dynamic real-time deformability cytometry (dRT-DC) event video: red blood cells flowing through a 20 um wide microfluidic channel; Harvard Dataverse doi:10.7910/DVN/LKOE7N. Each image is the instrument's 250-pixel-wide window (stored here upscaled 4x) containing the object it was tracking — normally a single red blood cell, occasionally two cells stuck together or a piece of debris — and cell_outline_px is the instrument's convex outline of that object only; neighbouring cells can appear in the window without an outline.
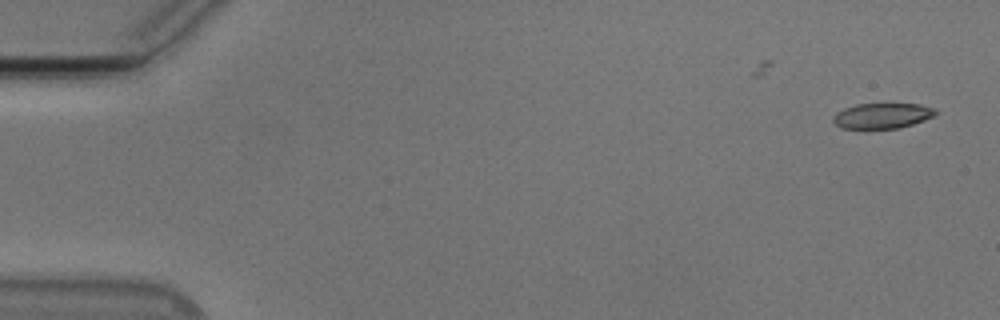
{"species": "Egyptian fruit bat (a non-hibernating species)", "species_latin": "Rousettus aegyptiacus", "temperature_condition": "cold", "stored_images_in_passage": 14, "camera_frame_rate_fps": 3000, "um_per_image_px": 0.085, "animal": {"sex": "male"}, "frame": {"image": 1, "passage_image": 1, "time_ms": 0.0, "image_size_px": [1000, 320], "cell_outline_px": [[936, 112], [932, 116], [924, 120], [900, 128], [840, 128], [832, 120], [832, 116], [836, 112], [844, 108], [856, 104], [920, 104], [936, 108]], "centroid_in_image_um": [74.96, 9.83], "position_along_channel_um": 10.0, "area_um2": 15.09}}
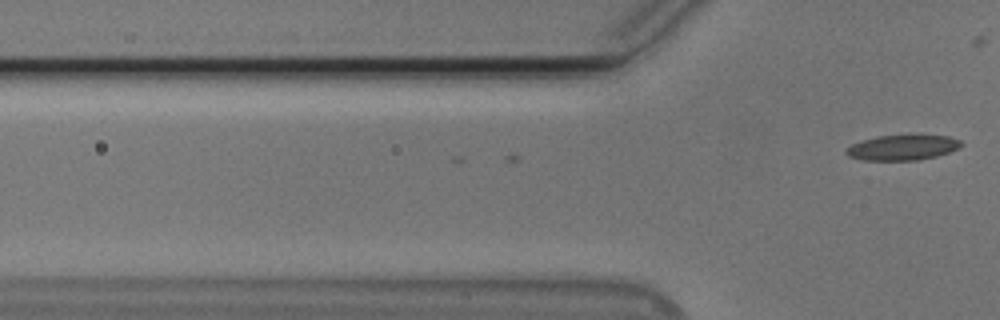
{"frame": {"image": 2, "passage_image": 14, "time_ms": 4.333, "image_size_px": [1000, 320], "cell_outline_px": [[964, 144], [948, 152], [936, 156], [916, 160], [864, 160], [848, 156], [844, 152], [844, 148], [860, 140], [880, 136], [916, 132], [948, 136], [960, 140]], "centroid_in_image_um": [76.71, 12.49], "position_along_channel_um": 49.1, "area_um2": 17.63}}